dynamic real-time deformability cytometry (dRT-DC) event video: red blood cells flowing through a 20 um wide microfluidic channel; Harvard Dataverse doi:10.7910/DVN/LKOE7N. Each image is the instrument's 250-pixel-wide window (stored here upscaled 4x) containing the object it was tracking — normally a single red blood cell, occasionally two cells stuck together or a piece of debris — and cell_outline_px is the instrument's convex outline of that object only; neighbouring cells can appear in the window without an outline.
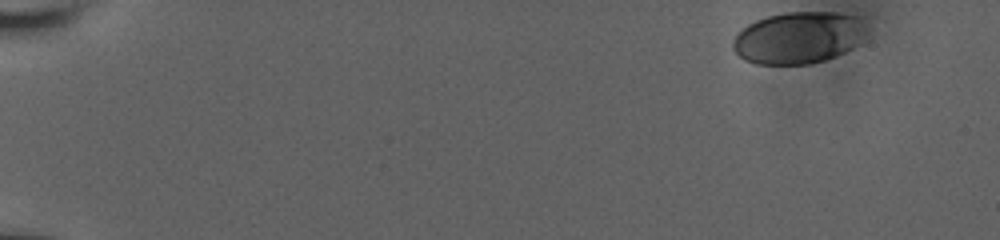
{"species": "human", "species_latin": "Homo sapiens", "temperature_condition": "room temperature", "stored_images_in_passage": 46, "camera_frame_rate_fps": 3000, "um_per_image_px": 0.085, "donor": {"sex": "male"}, "frame": {"image": 1, "passage_image": 1, "time_ms": 0.0, "image_size_px": [1000, 240], "cell_outline_px": [[856, 44], [852, 48], [836, 56], [824, 60], [808, 64], [756, 64], [744, 60], [732, 48], [732, 44], [736, 36], [748, 24], [756, 20], [768, 16], [788, 12], [836, 12], [856, 16]], "centroid_in_image_um": [67.69, 3.23], "position_along_channel_um": 17.3, "area_um2": 38.84}}
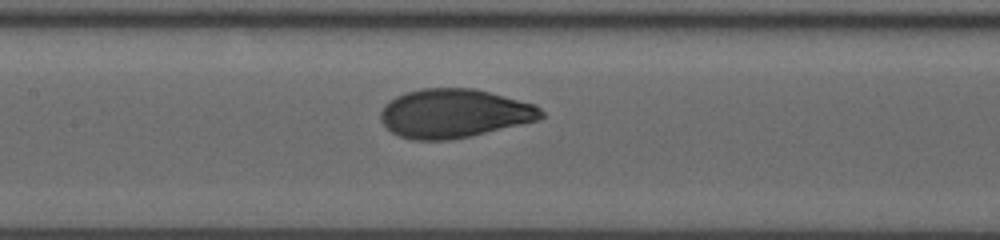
{"frame": {"image": 2, "passage_image": 26, "time_ms": 8.333, "image_size_px": [1000, 240], "cell_outline_px": [[544, 116], [536, 120], [468, 136], [448, 140], [412, 140], [400, 136], [392, 132], [380, 120], [380, 112], [384, 104], [388, 100], [404, 92], [420, 88], [472, 88], [536, 104], [544, 112]], "centroid_in_image_um": [38.55, 9.62], "position_along_channel_um": 168.9, "area_um2": 45.43}}
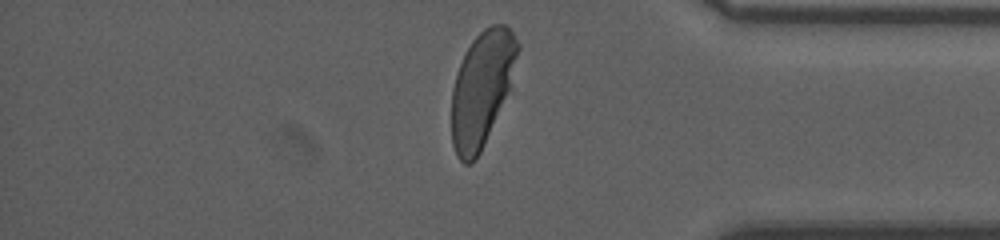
{"frame": {"image": 3, "passage_image": 45, "time_ms": 14.667, "image_size_px": [1000, 240], "cell_outline_px": [[520, 48], [508, 92], [480, 152], [472, 164], [464, 164], [456, 156], [452, 144], [452, 88], [456, 72], [472, 40], [484, 28], [492, 24], [504, 24], [512, 32], [520, 44]], "centroid_in_image_um": [40.94, 7.53], "position_along_channel_um": 394.3, "area_um2": 43.81}, "authors_computed_cell_mechanics": {"area_um2": 44.9684, "velocity_mm_per_s": 3.7949, "shape_relaxation_time_tau1_ms": 3.2473, "shape_relaxation_time_tau2_ms": null, "deformation_change_tau1": 0.1553, "deformation_change_tau2": null}}